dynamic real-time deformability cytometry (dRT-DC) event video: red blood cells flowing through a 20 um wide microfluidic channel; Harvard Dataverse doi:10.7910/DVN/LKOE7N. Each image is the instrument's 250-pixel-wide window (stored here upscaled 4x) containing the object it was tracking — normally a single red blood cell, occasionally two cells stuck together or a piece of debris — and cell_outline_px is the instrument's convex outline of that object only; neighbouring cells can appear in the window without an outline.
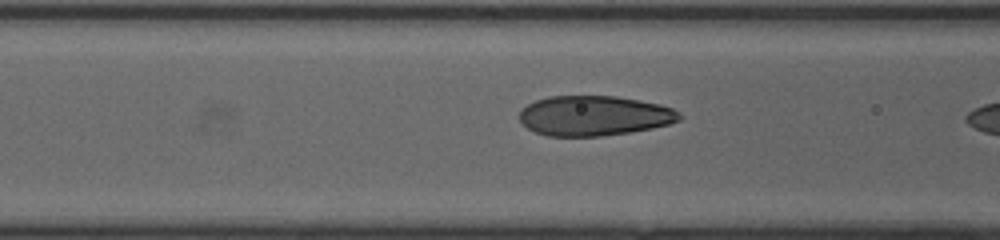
{"species": "human", "species_latin": "Homo sapiens", "temperature_condition": "cold", "stored_images_in_passage": 20, "camera_frame_rate_fps": 3000, "um_per_image_px": 0.085, "donor": {"sex": "female"}, "frame": {"image": 1, "passage_image": 18, "time_ms": 5.667, "image_size_px": [1000, 240], "cell_outline_px": [[684, 116], [680, 120], [668, 124], [652, 128], [628, 132], [600, 136], [548, 136], [536, 132], [528, 128], [520, 120], [520, 112], [528, 104], [536, 100], [548, 96], [616, 96], [640, 100], [660, 104], [672, 108], [680, 112]], "centroid_in_image_um": [50.54, 9.83], "position_along_channel_um": 116.1, "area_um2": 37.22}}